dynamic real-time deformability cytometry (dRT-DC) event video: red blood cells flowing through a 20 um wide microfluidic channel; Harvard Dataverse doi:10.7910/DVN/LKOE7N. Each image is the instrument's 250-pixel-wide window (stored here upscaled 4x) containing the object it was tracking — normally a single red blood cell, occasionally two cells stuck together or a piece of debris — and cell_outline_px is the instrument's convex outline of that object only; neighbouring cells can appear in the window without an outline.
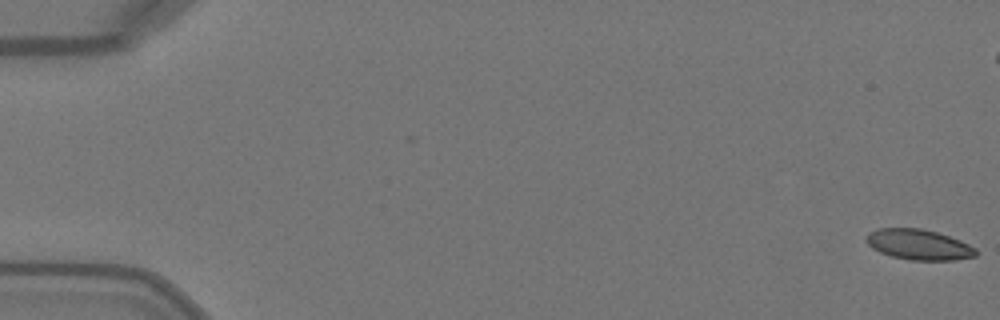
{"species": "Egyptian fruit bat (a non-hibernating species)", "species_latin": "Rousettus aegyptiacus", "temperature_condition": "warm", "stored_images_in_passage": 10, "camera_frame_rate_fps": 3000, "um_per_image_px": 0.085, "animal": {"sex": "female"}, "frame": {"image": 1, "passage_image": 1, "time_ms": 0.0, "image_size_px": [1000, 320], "cell_outline_px": [[976, 256], [956, 260], [912, 260], [892, 256], [880, 252], [872, 248], [864, 240], [868, 232], [880, 228], [920, 228], [936, 232], [960, 240], [976, 248]], "centroid_in_image_um": [78.07, 20.79], "position_along_channel_um": 6.9, "area_um2": 19.42}}